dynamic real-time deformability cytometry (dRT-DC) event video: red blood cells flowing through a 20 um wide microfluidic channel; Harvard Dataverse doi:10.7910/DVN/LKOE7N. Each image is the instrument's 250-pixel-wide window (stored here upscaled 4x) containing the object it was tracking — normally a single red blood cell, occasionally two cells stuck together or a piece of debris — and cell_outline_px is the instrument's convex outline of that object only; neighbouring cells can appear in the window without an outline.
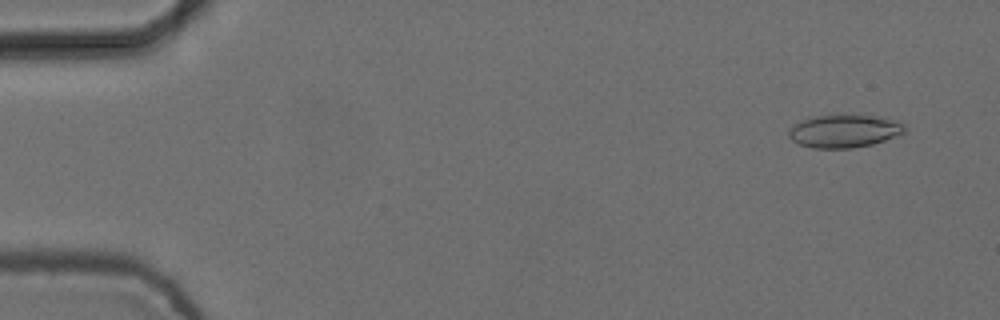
{"species": "common noctule bat (a hibernating species)", "species_latin": "Nyctalus noctula", "temperature_condition": "cold", "stored_images_in_passage": 7, "camera_frame_rate_fps": 3000, "um_per_image_px": 0.085, "animal": {"sex": "female", "body_mass_g": 24.6, "forearm_length_mm": 56.2}, "frame": {"image": 1, "passage_image": 2, "time_ms": 0.333, "image_size_px": [1000, 320], "cell_outline_px": [[904, 132], [884, 140], [872, 144], [852, 148], [812, 148], [800, 144], [792, 140], [788, 136], [788, 128], [792, 124], [808, 116], [844, 112], [900, 120], [904, 124]], "centroid_in_image_um": [71.69, 11.09], "position_along_channel_um": 13.3, "area_um2": 23.06}}
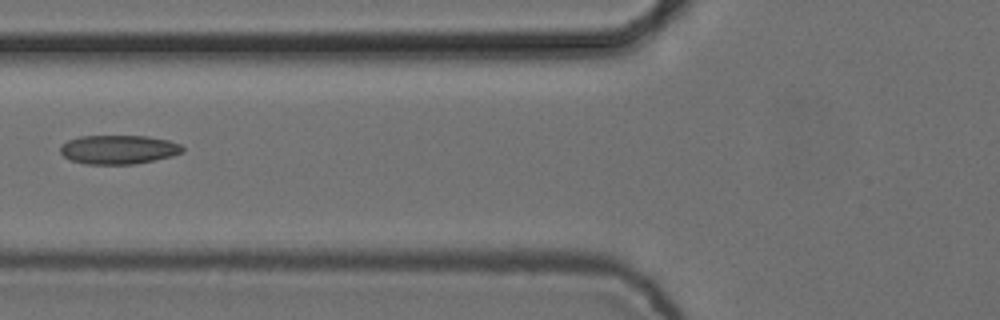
{"frame": {"image": 2, "passage_image": 7, "time_ms": 2.0, "image_size_px": [1000, 320], "cell_outline_px": [[184, 152], [172, 156], [132, 164], [84, 164], [72, 160], [64, 156], [60, 152], [60, 148], [68, 140], [80, 136], [148, 136], [168, 140], [180, 144], [184, 148]], "centroid_in_image_um": [10.09, 12.71], "position_along_channel_um": 115.7, "area_um2": 20.52}}